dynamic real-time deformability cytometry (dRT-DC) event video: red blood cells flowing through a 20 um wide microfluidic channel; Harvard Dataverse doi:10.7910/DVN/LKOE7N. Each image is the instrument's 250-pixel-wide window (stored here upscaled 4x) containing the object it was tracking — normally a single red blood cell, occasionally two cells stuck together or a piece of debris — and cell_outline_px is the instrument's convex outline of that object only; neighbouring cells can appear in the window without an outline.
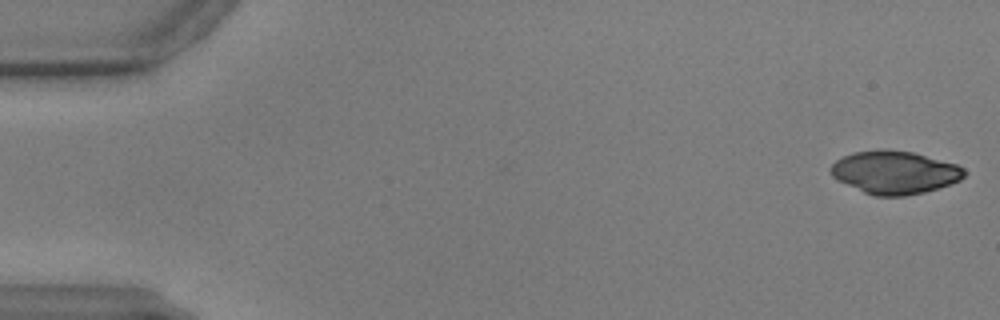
{"species": "common noctule bat (a hibernating species)", "species_latin": "Nyctalus noctula", "temperature_condition": "warm", "stored_images_in_passage": 58, "camera_frame_rate_fps": 3000, "um_per_image_px": 0.085, "animal": {"sex": "male", "body_mass_g": 17.9, "forearm_length_mm": 54.2}, "frame": {"image": 1, "passage_image": 1, "time_ms": 0.0, "image_size_px": [1000, 320], "cell_outline_px": [[968, 172], [960, 180], [924, 192], [904, 196], [872, 196], [836, 180], [832, 176], [828, 168], [836, 160], [852, 152], [880, 148], [884, 148], [912, 152], [956, 164], [964, 168]], "centroid_in_image_um": [76.0, 14.64], "position_along_channel_um": 9.0, "area_um2": 33.7}}